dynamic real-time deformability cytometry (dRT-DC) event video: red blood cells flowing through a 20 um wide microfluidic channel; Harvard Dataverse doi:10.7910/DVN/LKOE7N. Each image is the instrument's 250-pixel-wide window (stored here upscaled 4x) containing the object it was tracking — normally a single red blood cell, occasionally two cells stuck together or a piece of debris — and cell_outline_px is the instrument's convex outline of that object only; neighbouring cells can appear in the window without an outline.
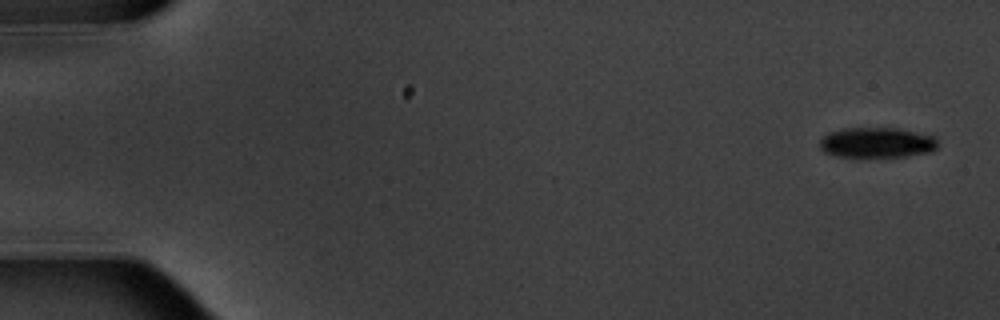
{"species": "common noctule bat (a hibernating species)", "species_latin": "Nyctalus noctula", "temperature_condition": "warm", "stored_images_in_passage": 5, "camera_frame_rate_fps": 3000, "um_per_image_px": 0.085, "animal": {"sex": "male", "body_mass_g": 20.1, "forearm_length_mm": 53.5}, "frame": {"image": 1, "passage_image": 1, "time_ms": 0.0, "image_size_px": [1000, 320], "cell_outline_px": [[940, 144], [932, 152], [904, 156], [836, 156], [824, 152], [820, 148], [820, 140], [828, 132], [844, 128], [896, 128], [936, 136]], "centroid_in_image_um": [74.57, 12.11], "position_along_channel_um": 10.4, "area_um2": 20.87}}
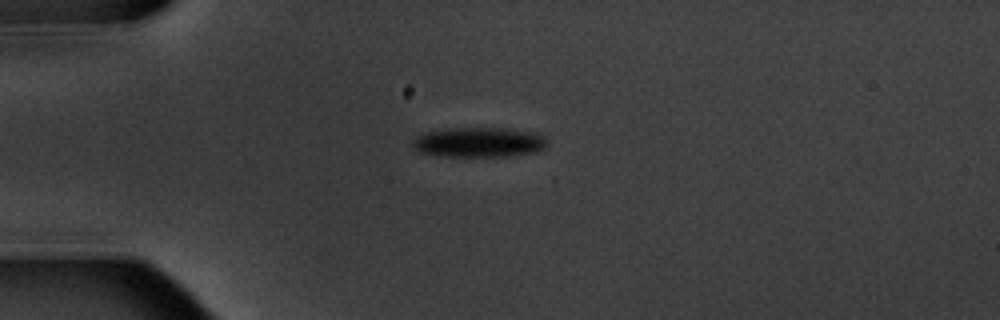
{"frame": {"image": 2, "passage_image": 5, "time_ms": 4.333, "image_size_px": [1000, 320], "cell_outline_px": [[548, 144], [544, 148], [536, 152], [508, 156], [444, 156], [416, 152], [408, 144], [416, 136], [428, 132], [448, 128], [500, 128], [536, 132], [544, 136], [548, 140]], "centroid_in_image_um": [40.68, 12.09], "position_along_channel_um": 44.3, "area_um2": 23.76}}